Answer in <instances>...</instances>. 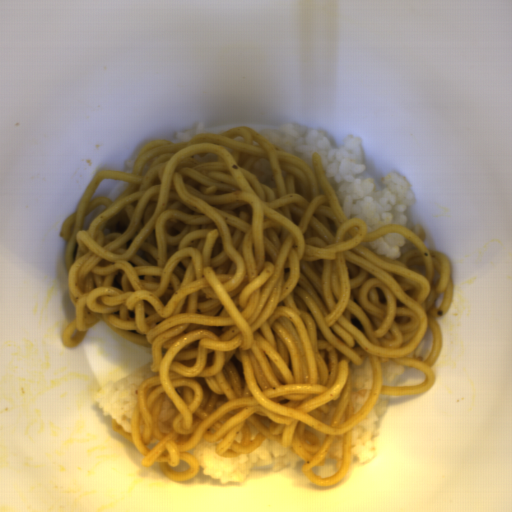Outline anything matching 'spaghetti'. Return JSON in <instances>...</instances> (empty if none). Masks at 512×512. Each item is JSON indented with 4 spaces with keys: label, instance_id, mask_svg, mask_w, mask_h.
<instances>
[{
    "label": "spaghetti",
    "instance_id": "spaghetti-1",
    "mask_svg": "<svg viewBox=\"0 0 512 512\" xmlns=\"http://www.w3.org/2000/svg\"><path fill=\"white\" fill-rule=\"evenodd\" d=\"M310 164L251 127L144 144L132 173L100 169L60 226L81 344L103 321L151 348L157 373L137 387L131 432L112 430L168 479L189 481L191 451L215 443L225 459L267 438L292 449L317 487L341 483L353 429L380 395L426 393L443 346L436 318L453 302L449 258L411 229L368 232L348 218L319 152ZM314 170V171H313ZM104 178L128 187L91 199ZM91 199V200H90ZM394 232L415 244L400 258L365 241ZM369 358L372 391L352 414L351 363ZM421 369L422 385L381 386V364ZM341 468L320 478L335 437Z\"/></svg>",
    "mask_w": 512,
    "mask_h": 512
}]
</instances>
